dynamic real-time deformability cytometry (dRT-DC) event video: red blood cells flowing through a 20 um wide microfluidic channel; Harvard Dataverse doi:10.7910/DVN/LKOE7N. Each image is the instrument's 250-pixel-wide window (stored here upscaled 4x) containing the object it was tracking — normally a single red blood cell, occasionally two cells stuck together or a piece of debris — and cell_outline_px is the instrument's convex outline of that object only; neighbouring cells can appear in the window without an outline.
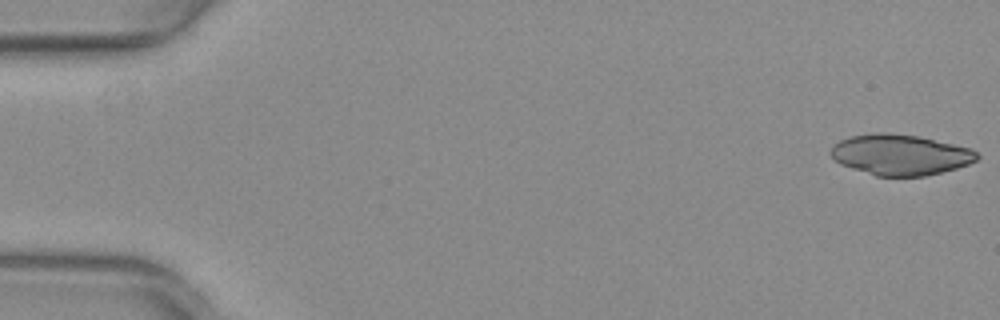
{"species": "common noctule bat (a hibernating species)", "species_latin": "Nyctalus noctula", "temperature_condition": "warm", "stored_images_in_passage": 10, "camera_frame_rate_fps": 3000, "um_per_image_px": 0.085, "animal": {"sex": "female", "body_mass_g": 29.2, "forearm_length_mm": 56.3}, "frame": {"image": 1, "passage_image": 1, "time_ms": 0.0, "image_size_px": [1000, 320], "cell_outline_px": [[980, 156], [976, 160], [968, 164], [956, 168], [924, 176], [876, 176], [840, 164], [828, 152], [840, 140], [852, 136], [876, 132], [892, 132], [920, 136], [972, 148]], "centroid_in_image_um": [76.54, 13.14], "position_along_channel_um": 8.5, "area_um2": 34.68}}